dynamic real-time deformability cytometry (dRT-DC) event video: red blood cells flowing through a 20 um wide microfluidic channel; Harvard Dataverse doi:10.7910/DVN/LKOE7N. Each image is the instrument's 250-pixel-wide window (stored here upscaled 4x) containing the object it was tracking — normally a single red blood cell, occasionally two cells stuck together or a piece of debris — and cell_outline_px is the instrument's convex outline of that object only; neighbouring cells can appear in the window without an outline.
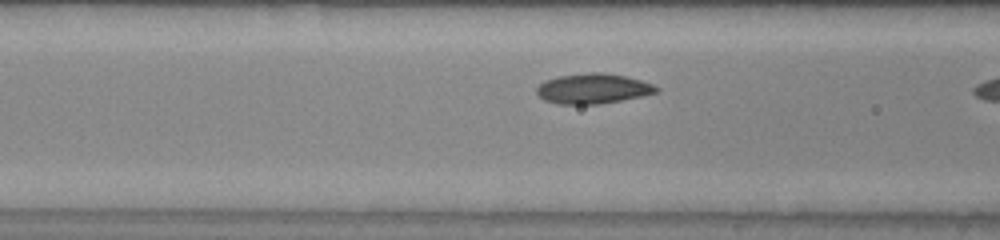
{"species": "common noctule bat (a hibernating species)", "species_latin": "Nyctalus noctula", "temperature_condition": "warm", "stored_images_in_passage": 7, "camera_frame_rate_fps": 3000, "um_per_image_px": 0.085, "animal": {"sex": "male", "body_mass_g": 20.0, "forearm_length_mm": 53.3}, "frame": {"image": 1, "passage_image": 6, "time_ms": 1.667, "image_size_px": [1000, 240], "cell_outline_px": [[660, 88], [656, 92], [640, 96], [600, 104], [560, 104], [544, 100], [536, 92], [536, 88], [544, 80], [560, 76], [592, 72], [604, 72], [624, 76], [640, 80], [652, 84]], "centroid_in_image_um": [50.38, 7.53], "position_along_channel_um": 116.2, "area_um2": 20.75}}